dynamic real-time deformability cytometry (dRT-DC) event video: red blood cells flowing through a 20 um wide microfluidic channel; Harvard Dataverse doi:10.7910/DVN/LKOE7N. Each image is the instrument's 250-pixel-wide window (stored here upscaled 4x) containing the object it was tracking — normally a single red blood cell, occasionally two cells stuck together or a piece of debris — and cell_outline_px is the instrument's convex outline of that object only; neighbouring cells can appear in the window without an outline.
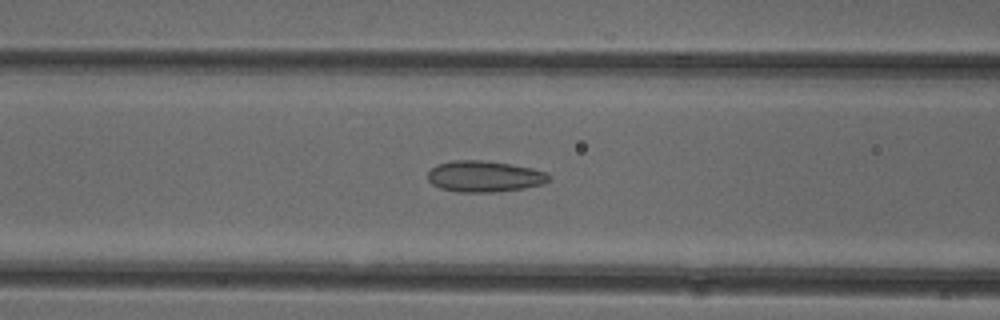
{"species": "common noctule bat (a hibernating species)", "species_latin": "Nyctalus noctula", "temperature_condition": "cold", "stored_images_in_passage": 43, "camera_frame_rate_fps": 3000, "um_per_image_px": 0.085, "animal": {"sex": "female"}, "frame": {"image": 1, "passage_image": 19, "time_ms": 6.0, "image_size_px": [1000, 320], "cell_outline_px": [[552, 176], [544, 184], [524, 188], [496, 192], [456, 192], [440, 188], [432, 184], [428, 180], [428, 172], [436, 164], [452, 160], [480, 160], [508, 164], [532, 168], [548, 172]], "centroid_in_image_um": [41.18, 15.0], "position_along_channel_um": 125.4, "area_um2": 22.14}}
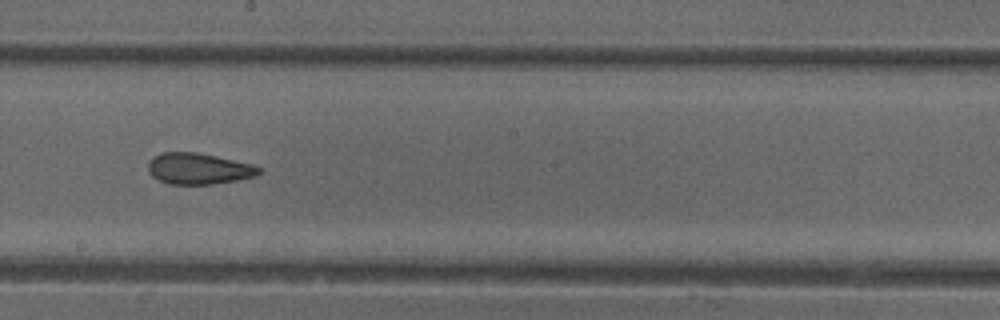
{"frame": {"image": 2, "passage_image": 27, "time_ms": 8.667, "image_size_px": [1000, 320], "cell_outline_px": [[260, 172], [256, 176], [236, 180], [212, 184], [168, 184], [152, 176], [148, 168], [148, 164], [152, 156], [160, 152], [196, 152], [216, 156], [252, 164], [260, 168]], "centroid_in_image_um": [16.85, 14.33], "position_along_channel_um": 231.3, "area_um2": 20.06}}
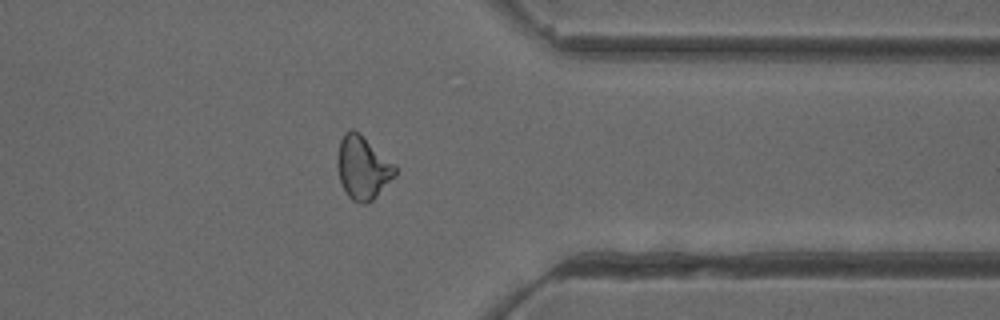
{"frame": {"image": 3, "passage_image": 39, "time_ms": 12.667, "image_size_px": [1000, 320], "cell_outline_px": [[396, 176], [372, 200], [364, 204], [360, 204], [352, 200], [348, 196], [340, 180], [336, 164], [340, 140], [344, 132], [348, 128], [352, 128], [360, 132], [396, 164]], "centroid_in_image_um": [30.84, 14.21], "position_along_channel_um": 380.6, "area_um2": 21.62}, "authors_computed_cell_mechanics": {"area_um2": 21.1548, "velocity_mm_per_s": 3.9612, "shape_relaxation_time_tau1_ms": null, "shape_relaxation_time_tau2_ms": 2.322, "deformation_change_tau1": null, "deformation_change_tau2": 0.0873}}